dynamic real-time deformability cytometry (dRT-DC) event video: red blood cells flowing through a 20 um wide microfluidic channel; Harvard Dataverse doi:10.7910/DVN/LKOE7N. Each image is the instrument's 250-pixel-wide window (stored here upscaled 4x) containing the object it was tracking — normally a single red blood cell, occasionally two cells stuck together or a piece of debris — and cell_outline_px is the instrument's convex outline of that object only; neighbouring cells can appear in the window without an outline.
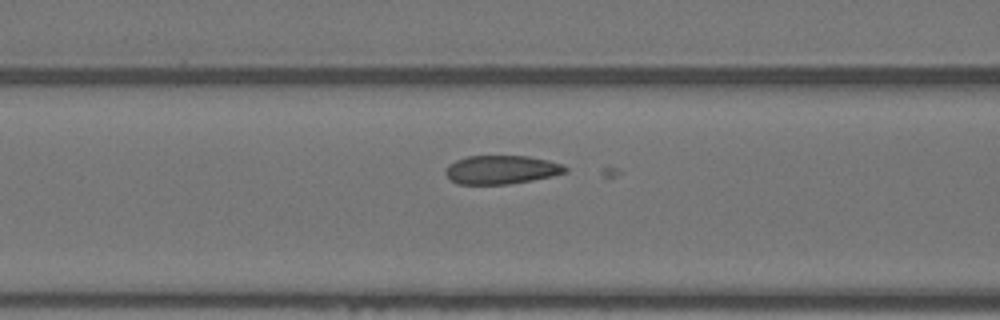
{"species": "Egyptian fruit bat (a non-hibernating species)", "species_latin": "Rousettus aegyptiacus", "temperature_condition": "warm", "stored_images_in_passage": 39, "camera_frame_rate_fps": 3000, "um_per_image_px": 0.085, "animal": {"sex": "female"}, "frame": {"image": 1, "passage_image": 11, "time_ms": 3.333, "image_size_px": [1000, 320], "cell_outline_px": [[568, 172], [552, 176], [532, 180], [508, 184], [456, 184], [444, 172], [444, 168], [448, 164], [456, 160], [468, 156], [528, 156], [548, 160], [560, 164], [568, 168]], "centroid_in_image_um": [42.6, 14.42], "position_along_channel_um": 124.0, "area_um2": 20.0}}